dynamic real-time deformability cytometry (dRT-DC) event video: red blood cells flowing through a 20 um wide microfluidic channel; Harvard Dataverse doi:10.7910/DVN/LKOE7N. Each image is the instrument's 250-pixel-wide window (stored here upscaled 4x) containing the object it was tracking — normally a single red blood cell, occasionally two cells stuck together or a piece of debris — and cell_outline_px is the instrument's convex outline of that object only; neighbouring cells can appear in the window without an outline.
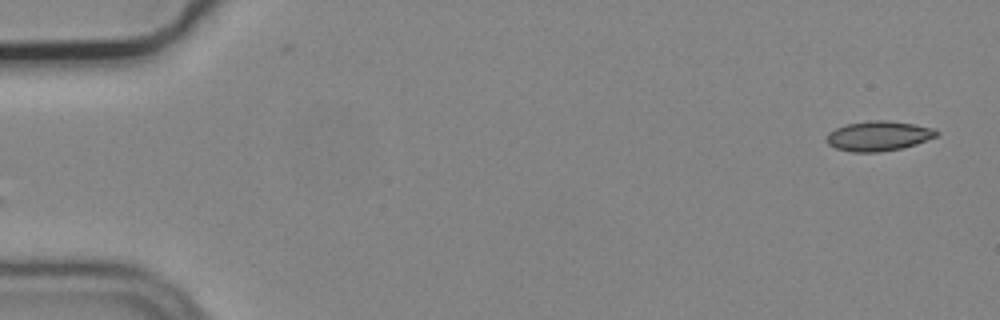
{"species": "common noctule bat (a hibernating species)", "species_latin": "Nyctalus noctula", "temperature_condition": "cold", "stored_images_in_passage": 17, "camera_frame_rate_fps": 3000, "um_per_image_px": 0.085, "animal": {"sex": "male", "body_mass_g": 19.2, "forearm_length_mm": 51.8}, "frame": {"image": 1, "passage_image": 1, "time_ms": 0.0, "image_size_px": [1000, 320], "cell_outline_px": [[940, 132], [936, 136], [916, 144], [900, 148], [880, 152], [852, 152], [836, 148], [828, 144], [824, 140], [828, 132], [836, 128], [848, 124], [872, 120], [884, 120], [912, 124], [936, 128]], "centroid_in_image_um": [74.66, 11.56], "position_along_channel_um": 10.3, "area_um2": 19.07}}